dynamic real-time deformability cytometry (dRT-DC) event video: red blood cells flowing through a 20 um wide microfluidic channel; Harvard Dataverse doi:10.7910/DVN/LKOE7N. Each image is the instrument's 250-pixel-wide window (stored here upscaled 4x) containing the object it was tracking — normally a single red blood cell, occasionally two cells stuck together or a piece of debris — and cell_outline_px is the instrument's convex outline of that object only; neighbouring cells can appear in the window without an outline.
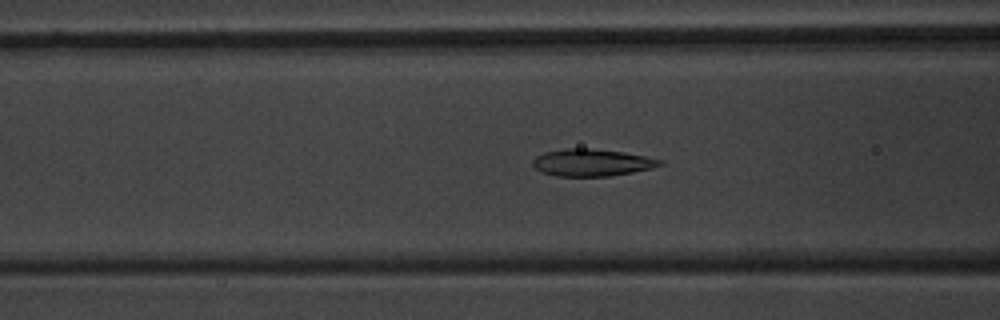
{"species": "common noctule bat (a hibernating species)", "species_latin": "Nyctalus noctula", "temperature_condition": "warm", "stored_images_in_passage": 54, "camera_frame_rate_fps": 3000, "um_per_image_px": 0.085, "animal": {"sex": "male", "body_mass_g": 20.1, "forearm_length_mm": 53.5}, "frame": {"image": 1, "passage_image": 22, "time_ms": 7.0, "image_size_px": [1000, 320], "cell_outline_px": [[664, 164], [652, 168], [612, 176], [556, 176], [540, 172], [532, 164], [532, 160], [536, 156], [544, 152], [564, 148], [584, 148], [624, 152], [664, 160]], "centroid_in_image_um": [50.29, 13.82], "position_along_channel_um": 116.3, "area_um2": 20.17}}
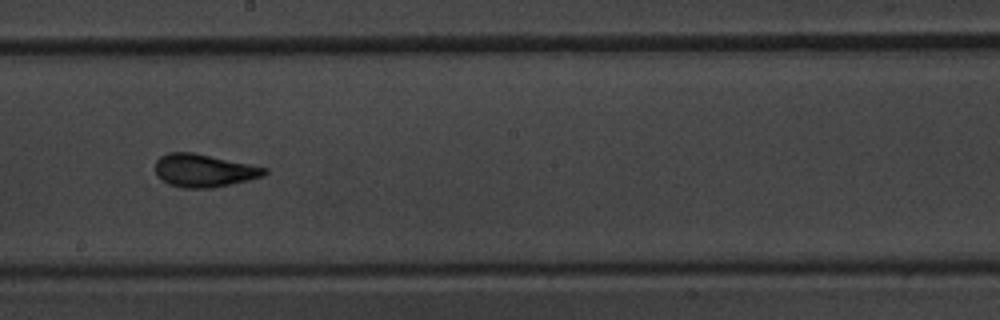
{"frame": {"image": 2, "passage_image": 31, "time_ms": 10.0, "image_size_px": [1000, 320], "cell_outline_px": [[268, 172], [264, 176], [248, 180], [212, 188], [184, 188], [172, 184], [164, 180], [156, 172], [156, 160], [160, 156], [168, 152], [192, 152], [268, 168]], "centroid_in_image_um": [17.36, 14.49], "position_along_channel_um": 230.8, "area_um2": 20.63}}
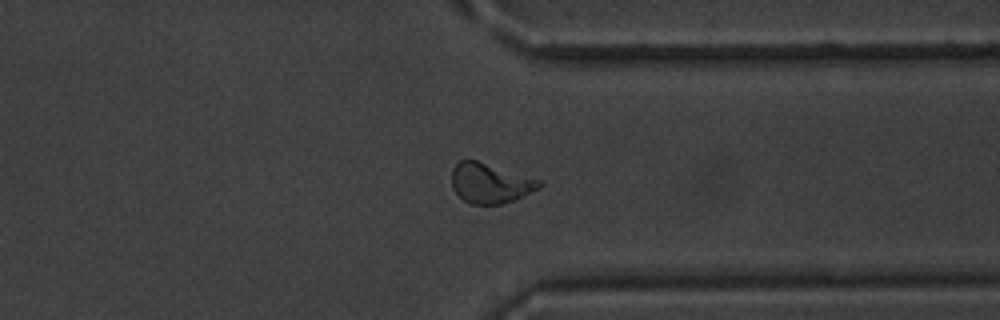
{"frame": {"image": 3, "passage_image": 42, "time_ms": 13.667, "image_size_px": [1000, 320], "cell_outline_px": [[544, 184], [540, 188], [512, 200], [500, 204], [472, 204], [464, 200], [452, 188], [452, 168], [460, 160], [476, 160], [540, 180]], "centroid_in_image_um": [41.65, 15.56], "position_along_channel_um": 369.8, "area_um2": 20.06}, "authors_computed_cell_mechanics": {"area_um2": 20.519, "velocity_mm_per_s": 3.8083, "shape_relaxation_time_tau1_ms": 3.4547, "shape_relaxation_time_tau2_ms": 1.1984, "deformation_change_tau1": 0.1674, "deformation_change_tau2": 0.0901}}